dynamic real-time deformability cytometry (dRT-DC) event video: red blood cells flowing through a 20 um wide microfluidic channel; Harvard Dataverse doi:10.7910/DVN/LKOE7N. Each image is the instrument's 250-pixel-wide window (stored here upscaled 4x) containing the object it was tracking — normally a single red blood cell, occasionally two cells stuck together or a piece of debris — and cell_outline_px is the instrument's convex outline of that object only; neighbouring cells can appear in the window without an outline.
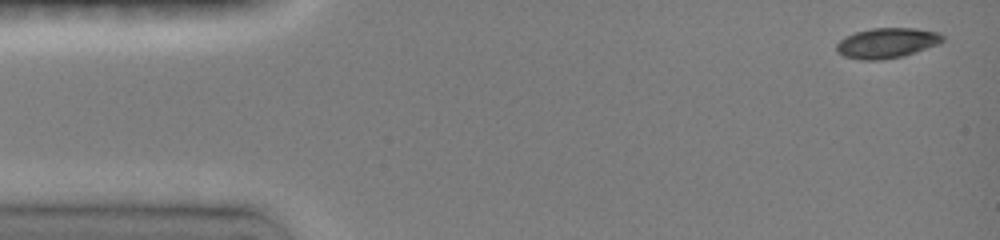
{"species": "common noctule bat (a hibernating species)", "species_latin": "Nyctalus noctula", "temperature_condition": "room temperature", "stored_images_in_passage": 6, "camera_frame_rate_fps": 3000, "um_per_image_px": 0.085, "animal": {"sex": "female", "body_mass_g": 19.0, "forearm_length_mm": 51.5}, "frame": {"image": 1, "passage_image": 1, "time_ms": 0.0, "image_size_px": [1000, 240], "cell_outline_px": [[944, 40], [940, 44], [904, 56], [880, 60], [860, 60], [844, 56], [836, 52], [836, 44], [840, 40], [856, 32], [872, 28], [916, 28], [940, 32], [944, 36]], "centroid_in_image_um": [75.42, 3.66], "position_along_channel_um": 9.6, "area_um2": 18.84}}